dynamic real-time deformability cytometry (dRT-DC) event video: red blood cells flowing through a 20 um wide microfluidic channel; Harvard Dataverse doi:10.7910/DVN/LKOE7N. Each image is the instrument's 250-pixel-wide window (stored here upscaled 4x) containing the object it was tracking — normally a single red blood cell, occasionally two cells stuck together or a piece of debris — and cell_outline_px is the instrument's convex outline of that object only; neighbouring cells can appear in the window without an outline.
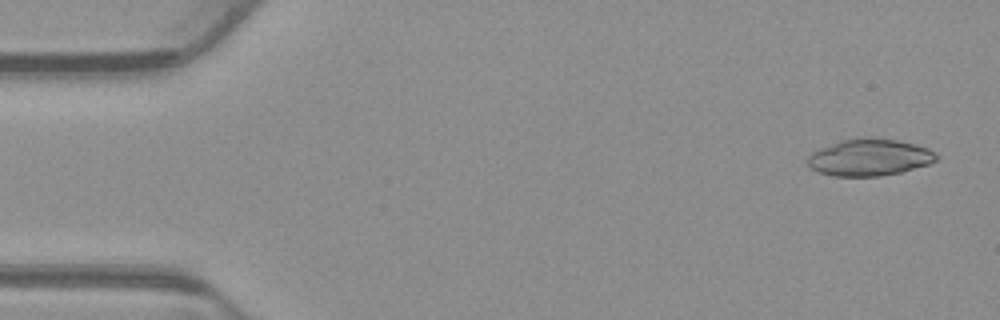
{"species": "common noctule bat (a hibernating species)", "species_latin": "Nyctalus noctula", "temperature_condition": "warm", "stored_images_in_passage": 52, "camera_frame_rate_fps": 3000, "um_per_image_px": 0.085, "animal": {"sex": "male", "body_mass_g": 23.1, "forearm_length_mm": 52.7}, "frame": {"image": 1, "passage_image": 2, "time_ms": 0.333, "image_size_px": [1000, 320], "cell_outline_px": [[940, 156], [936, 160], [928, 164], [900, 172], [880, 176], [832, 176], [820, 172], [812, 168], [808, 164], [808, 156], [812, 152], [820, 148], [840, 140], [856, 136], [860, 136], [900, 140], [916, 144], [928, 148]], "centroid_in_image_um": [73.91, 13.35], "position_along_channel_um": 11.1, "area_um2": 27.86}}